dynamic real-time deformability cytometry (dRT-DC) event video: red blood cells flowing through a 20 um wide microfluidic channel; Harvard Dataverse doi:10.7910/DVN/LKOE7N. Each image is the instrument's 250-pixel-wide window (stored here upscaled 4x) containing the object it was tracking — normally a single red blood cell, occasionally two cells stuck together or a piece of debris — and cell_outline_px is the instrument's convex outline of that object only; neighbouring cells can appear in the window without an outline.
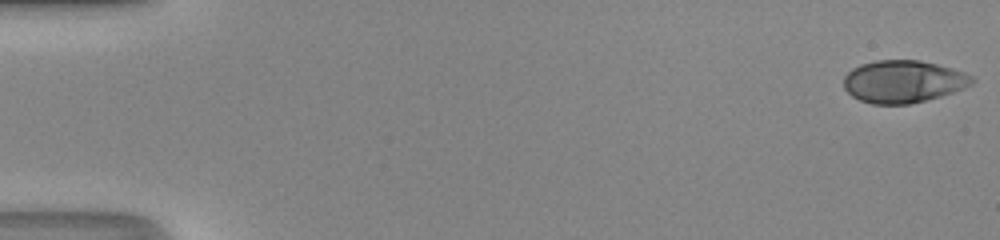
{"species": "human", "species_latin": "Homo sapiens", "temperature_condition": "room temperature", "stored_images_in_passage": 50, "camera_frame_rate_fps": 3000, "um_per_image_px": 0.085, "donor": {"sex": "male"}, "frame": {"image": 1, "passage_image": 1, "time_ms": 0.0, "image_size_px": [1000, 240], "cell_outline_px": [[976, 80], [972, 84], [964, 88], [940, 96], [908, 104], [872, 104], [860, 100], [852, 96], [844, 88], [844, 76], [852, 68], [860, 64], [876, 60], [920, 60], [952, 68], [964, 72], [972, 76]], "centroid_in_image_um": [76.77, 6.92], "position_along_channel_um": 8.2, "area_um2": 31.67}}
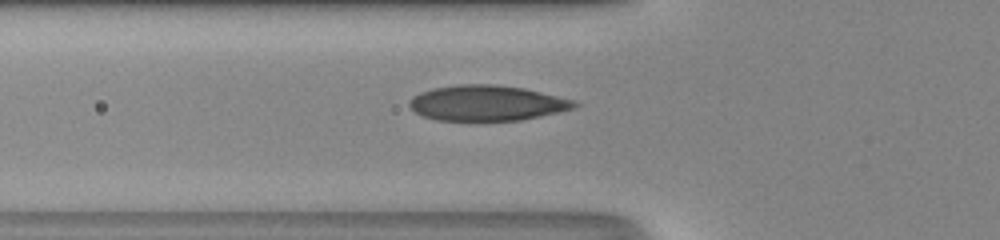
{"frame": {"image": 2, "passage_image": 19, "time_ms": 6.0, "image_size_px": [1000, 240], "cell_outline_px": [[580, 104], [572, 108], [540, 116], [520, 120], [436, 120], [424, 116], [416, 112], [408, 104], [408, 100], [412, 96], [420, 92], [432, 88], [456, 84], [496, 84], [524, 88], [576, 100]], "centroid_in_image_um": [41.36, 8.74], "position_along_channel_um": 84.4, "area_um2": 34.04}}
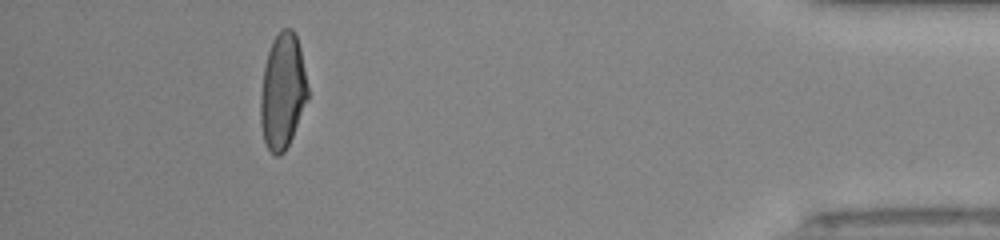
{"frame": {"image": 3, "passage_image": 46, "time_ms": 15.0, "image_size_px": [1000, 240], "cell_outline_px": [[308, 100], [292, 136], [284, 152], [280, 156], [276, 156], [264, 144], [260, 124], [260, 96], [264, 68], [268, 52], [272, 40], [280, 28], [292, 28], [296, 32], [300, 48], [308, 88]], "centroid_in_image_um": [24.01, 7.75], "position_along_channel_um": 411.2, "area_um2": 32.02}, "authors_computed_cell_mechanics": {"area_um2": 32.8593, "velocity_mm_per_s": 4.2531, "shape_relaxation_time_tau1_ms": 6.1054, "shape_relaxation_time_tau2_ms": null, "deformation_change_tau1": 0.2472, "deformation_change_tau2": null}}